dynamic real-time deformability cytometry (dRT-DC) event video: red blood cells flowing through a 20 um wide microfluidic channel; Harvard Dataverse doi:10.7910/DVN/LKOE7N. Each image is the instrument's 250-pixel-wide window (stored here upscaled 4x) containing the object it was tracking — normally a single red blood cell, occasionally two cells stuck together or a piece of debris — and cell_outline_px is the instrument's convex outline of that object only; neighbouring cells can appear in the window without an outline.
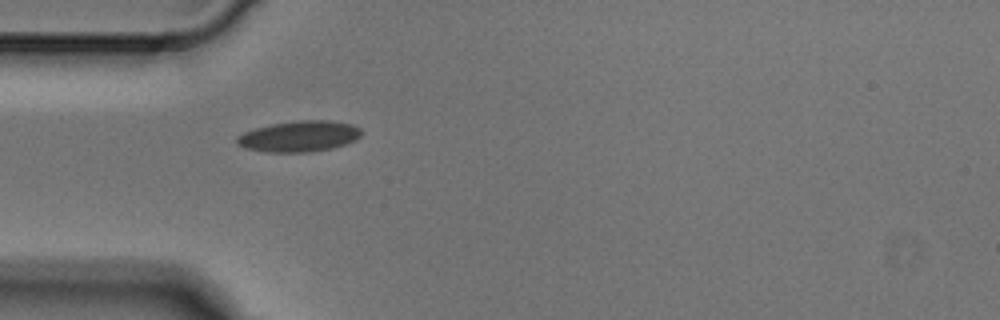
{"species": "Egyptian fruit bat (a non-hibernating species)", "species_latin": "Rousettus aegyptiacus", "temperature_condition": "cold", "stored_images_in_passage": 3, "camera_frame_rate_fps": 3000, "um_per_image_px": 0.085, "animal": {"sex": "male"}, "frame": {"image": 1, "passage_image": 1, "time_ms": 0.0, "image_size_px": [1000, 320], "cell_outline_px": [[364, 132], [356, 140], [332, 148], [312, 152], [264, 152], [244, 148], [236, 144], [236, 136], [244, 132], [256, 128], [272, 124], [296, 120], [328, 120], [352, 124], [360, 128]], "centroid_in_image_um": [25.43, 11.59], "position_along_channel_um": 59.6, "area_um2": 22.66}}
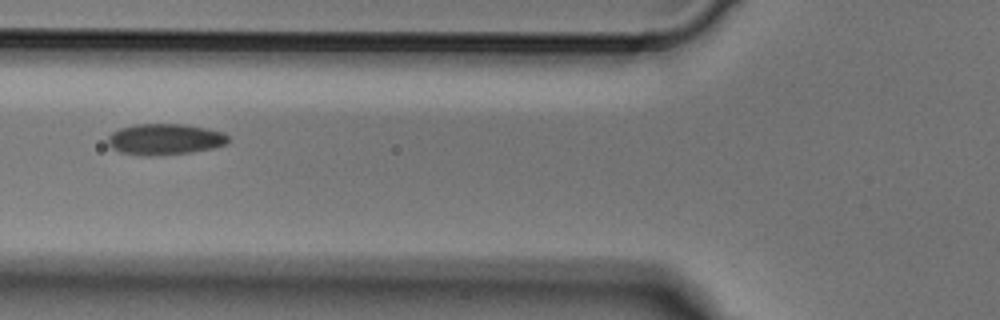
{"frame": {"image": 2, "passage_image": 2, "time_ms": 0.333, "image_size_px": [1000, 320], "cell_outline_px": [[232, 140], [228, 144], [212, 148], [192, 152], [160, 156], [140, 156], [120, 152], [112, 148], [108, 144], [108, 136], [112, 132], [120, 128], [136, 124], [184, 124], [208, 128], [224, 132]], "centroid_in_image_um": [14.05, 11.85], "position_along_channel_um": 111.8, "area_um2": 22.25}}
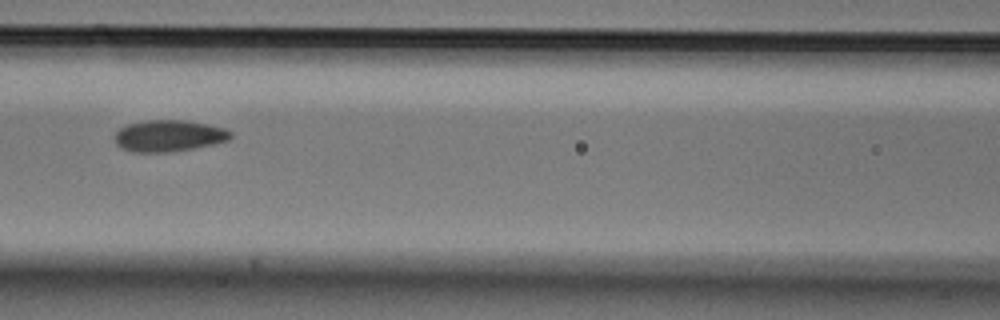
{"frame": {"image": 3, "passage_image": 3, "time_ms": 0.667, "image_size_px": [1000, 320], "cell_outline_px": [[232, 136], [228, 140], [216, 144], [172, 152], [132, 152], [120, 148], [116, 144], [112, 136], [120, 128], [128, 124], [148, 120], [184, 120], [208, 124], [224, 128], [232, 132]], "centroid_in_image_um": [14.33, 11.55], "position_along_channel_um": 152.3, "area_um2": 21.56}}